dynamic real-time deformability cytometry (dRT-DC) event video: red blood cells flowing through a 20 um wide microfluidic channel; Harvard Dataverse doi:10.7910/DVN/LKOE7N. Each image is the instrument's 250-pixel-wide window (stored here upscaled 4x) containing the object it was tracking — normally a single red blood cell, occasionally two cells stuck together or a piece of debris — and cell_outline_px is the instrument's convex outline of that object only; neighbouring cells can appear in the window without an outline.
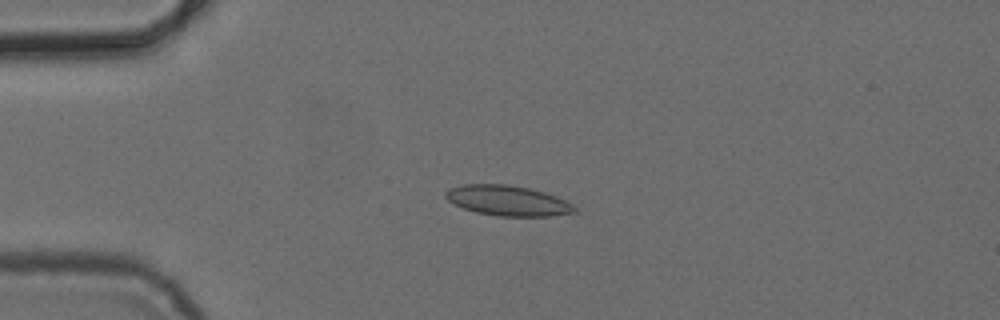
{"species": "common noctule bat (a hibernating species)", "species_latin": "Nyctalus noctula", "temperature_condition": "cold", "stored_images_in_passage": 2, "camera_frame_rate_fps": 3000, "um_per_image_px": 0.085, "animal": {"sex": "female", "body_mass_g": 24.6, "forearm_length_mm": 56.2}, "frame": {"image": 1, "passage_image": 2, "time_ms": 1.333, "image_size_px": [1000, 320], "cell_outline_px": [[576, 212], [552, 216], [500, 216], [476, 212], [464, 208], [448, 200], [444, 196], [444, 192], [448, 188], [460, 184], [508, 184], [528, 188], [544, 192], [564, 200], [572, 204], [576, 208]], "centroid_in_image_um": [43.12, 17.04], "position_along_channel_um": 41.9, "area_um2": 22.66}}